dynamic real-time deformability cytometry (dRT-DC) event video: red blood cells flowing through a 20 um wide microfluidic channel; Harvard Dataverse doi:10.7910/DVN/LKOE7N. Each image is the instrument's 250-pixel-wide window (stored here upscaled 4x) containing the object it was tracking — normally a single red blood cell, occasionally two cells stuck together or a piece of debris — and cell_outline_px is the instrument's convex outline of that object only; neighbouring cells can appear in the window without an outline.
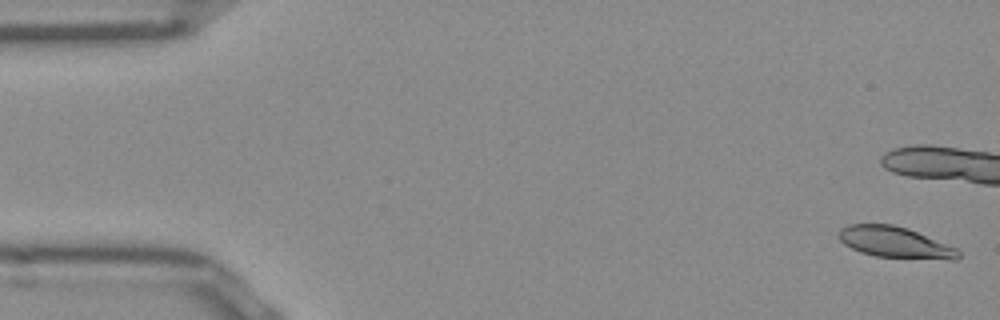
{"species": "Egyptian fruit bat (a non-hibernating species)", "species_latin": "Rousettus aegyptiacus", "temperature_condition": "room temperature", "stored_images_in_passage": 13, "camera_frame_rate_fps": 3000, "um_per_image_px": 0.085, "frame": {"image": 1, "passage_image": 1, "time_ms": 0.0, "image_size_px": [1000, 320], "cell_outline_px": [[960, 256], [956, 260], [952, 260], [876, 256], [860, 252], [844, 244], [840, 240], [840, 228], [848, 224], [892, 224], [908, 228], [956, 248], [960, 252]], "centroid_in_image_um": [76.09, 20.6], "position_along_channel_um": 8.9, "area_um2": 21.5}}